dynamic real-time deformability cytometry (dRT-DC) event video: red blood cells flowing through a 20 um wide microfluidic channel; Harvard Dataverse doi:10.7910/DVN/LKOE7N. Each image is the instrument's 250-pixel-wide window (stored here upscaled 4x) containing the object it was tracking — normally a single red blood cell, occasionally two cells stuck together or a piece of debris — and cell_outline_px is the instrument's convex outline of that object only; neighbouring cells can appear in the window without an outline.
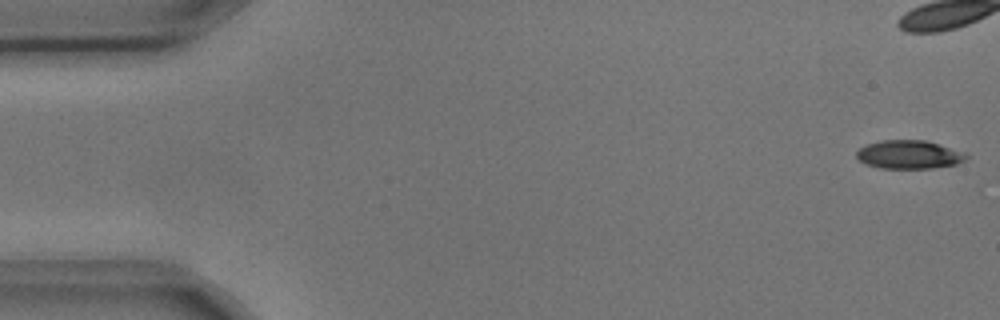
{"species": "common noctule bat (a hibernating species)", "species_latin": "Nyctalus noctula", "temperature_condition": "cold", "stored_images_in_passage": 5, "camera_frame_rate_fps": 3000, "um_per_image_px": 0.085, "animal": {"sex": "male", "body_mass_g": 17.9, "forearm_length_mm": 54.2}, "frame": {"image": 1, "passage_image": 1, "time_ms": 0.0, "image_size_px": [1000, 320], "cell_outline_px": [[968, 156], [964, 160], [956, 164], [932, 168], [880, 168], [868, 164], [860, 160], [856, 156], [856, 152], [860, 148], [868, 144], [880, 140], [924, 140], [964, 152]], "centroid_in_image_um": [77.26, 13.13], "position_along_channel_um": 7.7, "area_um2": 17.92}}
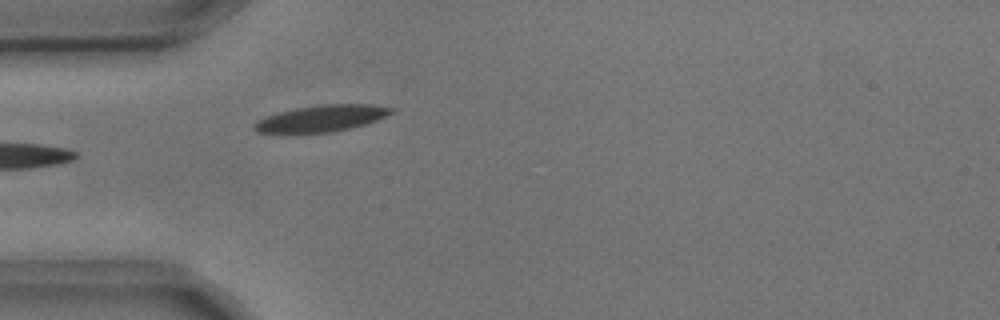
{"frame": {"image": 2, "passage_image": 5, "time_ms": 1.333, "image_size_px": [1000, 320], "cell_outline_px": [[396, 108], [392, 112], [376, 120], [364, 124], [332, 132], [256, 132], [252, 128], [252, 124], [268, 116], [280, 112], [296, 108], [320, 104], [372, 104]], "centroid_in_image_um": [27.35, 10.04], "position_along_channel_um": 57.7, "area_um2": 20.69}}